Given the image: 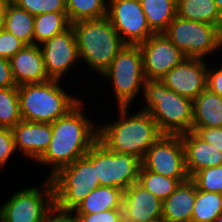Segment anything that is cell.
Returning a JSON list of instances; mask_svg holds the SVG:
<instances>
[{"label": "cell", "instance_id": "cell-14", "mask_svg": "<svg viewBox=\"0 0 222 222\" xmlns=\"http://www.w3.org/2000/svg\"><path fill=\"white\" fill-rule=\"evenodd\" d=\"M45 70L50 79L63 81V77L80 62L77 41L72 25L64 32L39 45Z\"/></svg>", "mask_w": 222, "mask_h": 222}, {"label": "cell", "instance_id": "cell-13", "mask_svg": "<svg viewBox=\"0 0 222 222\" xmlns=\"http://www.w3.org/2000/svg\"><path fill=\"white\" fill-rule=\"evenodd\" d=\"M139 47L146 80H160L186 58L164 33H154Z\"/></svg>", "mask_w": 222, "mask_h": 222}, {"label": "cell", "instance_id": "cell-17", "mask_svg": "<svg viewBox=\"0 0 222 222\" xmlns=\"http://www.w3.org/2000/svg\"><path fill=\"white\" fill-rule=\"evenodd\" d=\"M163 202L138 182L124 190L123 217L128 222H147L162 216Z\"/></svg>", "mask_w": 222, "mask_h": 222}, {"label": "cell", "instance_id": "cell-5", "mask_svg": "<svg viewBox=\"0 0 222 222\" xmlns=\"http://www.w3.org/2000/svg\"><path fill=\"white\" fill-rule=\"evenodd\" d=\"M64 86L54 79L17 86L22 120L53 123L65 116L82 99L69 94Z\"/></svg>", "mask_w": 222, "mask_h": 222}, {"label": "cell", "instance_id": "cell-21", "mask_svg": "<svg viewBox=\"0 0 222 222\" xmlns=\"http://www.w3.org/2000/svg\"><path fill=\"white\" fill-rule=\"evenodd\" d=\"M192 127H222V97L203 90L193 100Z\"/></svg>", "mask_w": 222, "mask_h": 222}, {"label": "cell", "instance_id": "cell-6", "mask_svg": "<svg viewBox=\"0 0 222 222\" xmlns=\"http://www.w3.org/2000/svg\"><path fill=\"white\" fill-rule=\"evenodd\" d=\"M55 209L72 212L92 190L100 186L92 165V147L71 165L62 167L51 178Z\"/></svg>", "mask_w": 222, "mask_h": 222}, {"label": "cell", "instance_id": "cell-23", "mask_svg": "<svg viewBox=\"0 0 222 222\" xmlns=\"http://www.w3.org/2000/svg\"><path fill=\"white\" fill-rule=\"evenodd\" d=\"M34 19L35 16L18 7L11 0H6L3 29L26 45H34Z\"/></svg>", "mask_w": 222, "mask_h": 222}, {"label": "cell", "instance_id": "cell-7", "mask_svg": "<svg viewBox=\"0 0 222 222\" xmlns=\"http://www.w3.org/2000/svg\"><path fill=\"white\" fill-rule=\"evenodd\" d=\"M100 77L109 79L117 107H131L146 82L139 45H125Z\"/></svg>", "mask_w": 222, "mask_h": 222}, {"label": "cell", "instance_id": "cell-39", "mask_svg": "<svg viewBox=\"0 0 222 222\" xmlns=\"http://www.w3.org/2000/svg\"><path fill=\"white\" fill-rule=\"evenodd\" d=\"M43 222H76L71 212H61L53 209Z\"/></svg>", "mask_w": 222, "mask_h": 222}, {"label": "cell", "instance_id": "cell-41", "mask_svg": "<svg viewBox=\"0 0 222 222\" xmlns=\"http://www.w3.org/2000/svg\"><path fill=\"white\" fill-rule=\"evenodd\" d=\"M214 1H215L217 10H218L220 16L222 17V0H214Z\"/></svg>", "mask_w": 222, "mask_h": 222}, {"label": "cell", "instance_id": "cell-36", "mask_svg": "<svg viewBox=\"0 0 222 222\" xmlns=\"http://www.w3.org/2000/svg\"><path fill=\"white\" fill-rule=\"evenodd\" d=\"M191 131L222 152V127H191Z\"/></svg>", "mask_w": 222, "mask_h": 222}, {"label": "cell", "instance_id": "cell-35", "mask_svg": "<svg viewBox=\"0 0 222 222\" xmlns=\"http://www.w3.org/2000/svg\"><path fill=\"white\" fill-rule=\"evenodd\" d=\"M72 215L76 222H118L123 217V209H111L93 214Z\"/></svg>", "mask_w": 222, "mask_h": 222}, {"label": "cell", "instance_id": "cell-37", "mask_svg": "<svg viewBox=\"0 0 222 222\" xmlns=\"http://www.w3.org/2000/svg\"><path fill=\"white\" fill-rule=\"evenodd\" d=\"M222 64H217V66L211 67L208 62L207 70V88L217 95L222 97Z\"/></svg>", "mask_w": 222, "mask_h": 222}, {"label": "cell", "instance_id": "cell-30", "mask_svg": "<svg viewBox=\"0 0 222 222\" xmlns=\"http://www.w3.org/2000/svg\"><path fill=\"white\" fill-rule=\"evenodd\" d=\"M21 120L17 86L0 88V128L12 129Z\"/></svg>", "mask_w": 222, "mask_h": 222}, {"label": "cell", "instance_id": "cell-31", "mask_svg": "<svg viewBox=\"0 0 222 222\" xmlns=\"http://www.w3.org/2000/svg\"><path fill=\"white\" fill-rule=\"evenodd\" d=\"M198 190L222 194V165L204 168L190 178Z\"/></svg>", "mask_w": 222, "mask_h": 222}, {"label": "cell", "instance_id": "cell-44", "mask_svg": "<svg viewBox=\"0 0 222 222\" xmlns=\"http://www.w3.org/2000/svg\"><path fill=\"white\" fill-rule=\"evenodd\" d=\"M118 222H128L124 217H122Z\"/></svg>", "mask_w": 222, "mask_h": 222}, {"label": "cell", "instance_id": "cell-15", "mask_svg": "<svg viewBox=\"0 0 222 222\" xmlns=\"http://www.w3.org/2000/svg\"><path fill=\"white\" fill-rule=\"evenodd\" d=\"M208 62L203 58L186 57L160 80L178 95L194 100L207 89Z\"/></svg>", "mask_w": 222, "mask_h": 222}, {"label": "cell", "instance_id": "cell-40", "mask_svg": "<svg viewBox=\"0 0 222 222\" xmlns=\"http://www.w3.org/2000/svg\"><path fill=\"white\" fill-rule=\"evenodd\" d=\"M6 0H0V31L3 29Z\"/></svg>", "mask_w": 222, "mask_h": 222}, {"label": "cell", "instance_id": "cell-20", "mask_svg": "<svg viewBox=\"0 0 222 222\" xmlns=\"http://www.w3.org/2000/svg\"><path fill=\"white\" fill-rule=\"evenodd\" d=\"M197 187L189 178L163 201L162 216L168 222H191Z\"/></svg>", "mask_w": 222, "mask_h": 222}, {"label": "cell", "instance_id": "cell-19", "mask_svg": "<svg viewBox=\"0 0 222 222\" xmlns=\"http://www.w3.org/2000/svg\"><path fill=\"white\" fill-rule=\"evenodd\" d=\"M185 150V168L191 178L196 172L222 165V152L193 131L180 135Z\"/></svg>", "mask_w": 222, "mask_h": 222}, {"label": "cell", "instance_id": "cell-28", "mask_svg": "<svg viewBox=\"0 0 222 222\" xmlns=\"http://www.w3.org/2000/svg\"><path fill=\"white\" fill-rule=\"evenodd\" d=\"M108 0H66L69 22L98 19L107 16Z\"/></svg>", "mask_w": 222, "mask_h": 222}, {"label": "cell", "instance_id": "cell-11", "mask_svg": "<svg viewBox=\"0 0 222 222\" xmlns=\"http://www.w3.org/2000/svg\"><path fill=\"white\" fill-rule=\"evenodd\" d=\"M141 164L146 170L176 178L181 183L190 178L185 168V150L180 135L162 134L147 150Z\"/></svg>", "mask_w": 222, "mask_h": 222}, {"label": "cell", "instance_id": "cell-38", "mask_svg": "<svg viewBox=\"0 0 222 222\" xmlns=\"http://www.w3.org/2000/svg\"><path fill=\"white\" fill-rule=\"evenodd\" d=\"M13 86H16V83L12 76L10 61L0 57V88Z\"/></svg>", "mask_w": 222, "mask_h": 222}, {"label": "cell", "instance_id": "cell-2", "mask_svg": "<svg viewBox=\"0 0 222 222\" xmlns=\"http://www.w3.org/2000/svg\"><path fill=\"white\" fill-rule=\"evenodd\" d=\"M118 109L117 120L98 124V140L111 151L130 154L142 161L162 133L149 112L139 109L132 113L130 107Z\"/></svg>", "mask_w": 222, "mask_h": 222}, {"label": "cell", "instance_id": "cell-29", "mask_svg": "<svg viewBox=\"0 0 222 222\" xmlns=\"http://www.w3.org/2000/svg\"><path fill=\"white\" fill-rule=\"evenodd\" d=\"M138 183L163 202L175 191L181 182L176 178L162 176L161 174L146 170L141 165Z\"/></svg>", "mask_w": 222, "mask_h": 222}, {"label": "cell", "instance_id": "cell-10", "mask_svg": "<svg viewBox=\"0 0 222 222\" xmlns=\"http://www.w3.org/2000/svg\"><path fill=\"white\" fill-rule=\"evenodd\" d=\"M92 165L100 186L125 190L138 182L141 160L136 156L109 150L97 140L92 145Z\"/></svg>", "mask_w": 222, "mask_h": 222}, {"label": "cell", "instance_id": "cell-42", "mask_svg": "<svg viewBox=\"0 0 222 222\" xmlns=\"http://www.w3.org/2000/svg\"><path fill=\"white\" fill-rule=\"evenodd\" d=\"M147 222H168L163 216L155 218V219H151Z\"/></svg>", "mask_w": 222, "mask_h": 222}, {"label": "cell", "instance_id": "cell-12", "mask_svg": "<svg viewBox=\"0 0 222 222\" xmlns=\"http://www.w3.org/2000/svg\"><path fill=\"white\" fill-rule=\"evenodd\" d=\"M107 17L126 45H140L154 34L140 0H108Z\"/></svg>", "mask_w": 222, "mask_h": 222}, {"label": "cell", "instance_id": "cell-32", "mask_svg": "<svg viewBox=\"0 0 222 222\" xmlns=\"http://www.w3.org/2000/svg\"><path fill=\"white\" fill-rule=\"evenodd\" d=\"M18 7L36 16L51 12H66V0H11Z\"/></svg>", "mask_w": 222, "mask_h": 222}, {"label": "cell", "instance_id": "cell-43", "mask_svg": "<svg viewBox=\"0 0 222 222\" xmlns=\"http://www.w3.org/2000/svg\"><path fill=\"white\" fill-rule=\"evenodd\" d=\"M214 222H222V213L215 219Z\"/></svg>", "mask_w": 222, "mask_h": 222}, {"label": "cell", "instance_id": "cell-34", "mask_svg": "<svg viewBox=\"0 0 222 222\" xmlns=\"http://www.w3.org/2000/svg\"><path fill=\"white\" fill-rule=\"evenodd\" d=\"M16 153L14 135L12 129L0 128V168L3 170ZM0 169V170H1Z\"/></svg>", "mask_w": 222, "mask_h": 222}, {"label": "cell", "instance_id": "cell-18", "mask_svg": "<svg viewBox=\"0 0 222 222\" xmlns=\"http://www.w3.org/2000/svg\"><path fill=\"white\" fill-rule=\"evenodd\" d=\"M9 61L16 86L50 80L45 70L43 54L39 45H26Z\"/></svg>", "mask_w": 222, "mask_h": 222}, {"label": "cell", "instance_id": "cell-24", "mask_svg": "<svg viewBox=\"0 0 222 222\" xmlns=\"http://www.w3.org/2000/svg\"><path fill=\"white\" fill-rule=\"evenodd\" d=\"M177 15L183 19L213 24L222 31V17L214 0H177Z\"/></svg>", "mask_w": 222, "mask_h": 222}, {"label": "cell", "instance_id": "cell-4", "mask_svg": "<svg viewBox=\"0 0 222 222\" xmlns=\"http://www.w3.org/2000/svg\"><path fill=\"white\" fill-rule=\"evenodd\" d=\"M144 105L162 134L181 135L191 131L193 100L170 90L161 80H146Z\"/></svg>", "mask_w": 222, "mask_h": 222}, {"label": "cell", "instance_id": "cell-8", "mask_svg": "<svg viewBox=\"0 0 222 222\" xmlns=\"http://www.w3.org/2000/svg\"><path fill=\"white\" fill-rule=\"evenodd\" d=\"M163 33L186 57L205 59L222 51V31L213 24L195 22L177 15Z\"/></svg>", "mask_w": 222, "mask_h": 222}, {"label": "cell", "instance_id": "cell-3", "mask_svg": "<svg viewBox=\"0 0 222 222\" xmlns=\"http://www.w3.org/2000/svg\"><path fill=\"white\" fill-rule=\"evenodd\" d=\"M79 58L85 66L101 76L118 52L126 45L107 16L74 22Z\"/></svg>", "mask_w": 222, "mask_h": 222}, {"label": "cell", "instance_id": "cell-25", "mask_svg": "<svg viewBox=\"0 0 222 222\" xmlns=\"http://www.w3.org/2000/svg\"><path fill=\"white\" fill-rule=\"evenodd\" d=\"M147 23L154 33H163L177 16V0H140Z\"/></svg>", "mask_w": 222, "mask_h": 222}, {"label": "cell", "instance_id": "cell-33", "mask_svg": "<svg viewBox=\"0 0 222 222\" xmlns=\"http://www.w3.org/2000/svg\"><path fill=\"white\" fill-rule=\"evenodd\" d=\"M26 46L24 42L12 33L2 29L0 31V57L10 60L18 51Z\"/></svg>", "mask_w": 222, "mask_h": 222}, {"label": "cell", "instance_id": "cell-27", "mask_svg": "<svg viewBox=\"0 0 222 222\" xmlns=\"http://www.w3.org/2000/svg\"><path fill=\"white\" fill-rule=\"evenodd\" d=\"M222 213V194L196 191L191 222H212Z\"/></svg>", "mask_w": 222, "mask_h": 222}, {"label": "cell", "instance_id": "cell-22", "mask_svg": "<svg viewBox=\"0 0 222 222\" xmlns=\"http://www.w3.org/2000/svg\"><path fill=\"white\" fill-rule=\"evenodd\" d=\"M124 191L110 186H98L90 192L71 212L72 214H93L111 209H123Z\"/></svg>", "mask_w": 222, "mask_h": 222}, {"label": "cell", "instance_id": "cell-16", "mask_svg": "<svg viewBox=\"0 0 222 222\" xmlns=\"http://www.w3.org/2000/svg\"><path fill=\"white\" fill-rule=\"evenodd\" d=\"M12 131L16 151L31 161H36L46 151L52 138L51 123L21 120Z\"/></svg>", "mask_w": 222, "mask_h": 222}, {"label": "cell", "instance_id": "cell-26", "mask_svg": "<svg viewBox=\"0 0 222 222\" xmlns=\"http://www.w3.org/2000/svg\"><path fill=\"white\" fill-rule=\"evenodd\" d=\"M70 26L67 12L36 15L34 19V44L41 45L53 36L64 32Z\"/></svg>", "mask_w": 222, "mask_h": 222}, {"label": "cell", "instance_id": "cell-9", "mask_svg": "<svg viewBox=\"0 0 222 222\" xmlns=\"http://www.w3.org/2000/svg\"><path fill=\"white\" fill-rule=\"evenodd\" d=\"M40 186L18 188L0 205V222H43L55 208L52 181L46 178Z\"/></svg>", "mask_w": 222, "mask_h": 222}, {"label": "cell", "instance_id": "cell-1", "mask_svg": "<svg viewBox=\"0 0 222 222\" xmlns=\"http://www.w3.org/2000/svg\"><path fill=\"white\" fill-rule=\"evenodd\" d=\"M84 113L83 99L65 116L51 123V141L46 151L35 161L51 167L46 178L50 179L62 167L84 156L98 140L97 122Z\"/></svg>", "mask_w": 222, "mask_h": 222}]
</instances>
